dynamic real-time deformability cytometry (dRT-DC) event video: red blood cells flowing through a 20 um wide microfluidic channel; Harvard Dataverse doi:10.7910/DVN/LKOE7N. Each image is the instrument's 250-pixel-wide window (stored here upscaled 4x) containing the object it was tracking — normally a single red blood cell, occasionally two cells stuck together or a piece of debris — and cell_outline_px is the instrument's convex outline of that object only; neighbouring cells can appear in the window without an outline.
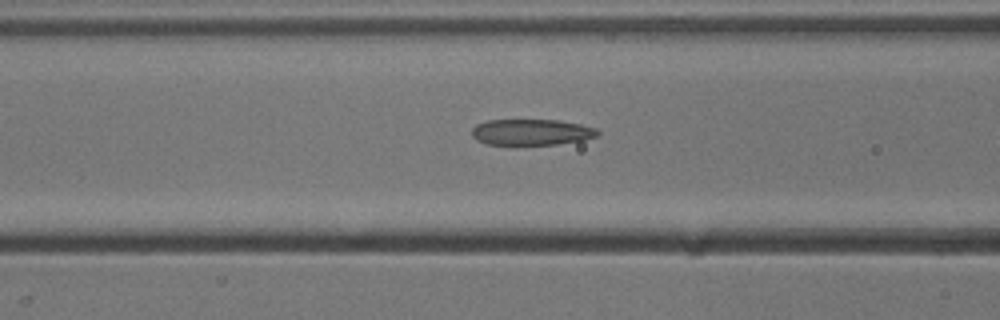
{"species": "common noctule bat (a hibernating species)", "species_latin": "Nyctalus noctula", "temperature_condition": "cold", "stored_images_in_passage": 8, "camera_frame_rate_fps": 3000, "um_per_image_px": 0.085, "animal": {"sex": "male", "body_mass_g": 13.3}, "frame": {"image": 1, "passage_image": 6, "time_ms": 1.667, "image_size_px": [1000, 320], "cell_outline_px": [[600, 132], [596, 136], [584, 140], [556, 144], [516, 148], [488, 144], [476, 140], [472, 136], [472, 128], [476, 124], [488, 120], [560, 120], [580, 124], [596, 128]], "centroid_in_image_um": [45.13, 11.28], "position_along_channel_um": 121.5, "area_um2": 20.0}}